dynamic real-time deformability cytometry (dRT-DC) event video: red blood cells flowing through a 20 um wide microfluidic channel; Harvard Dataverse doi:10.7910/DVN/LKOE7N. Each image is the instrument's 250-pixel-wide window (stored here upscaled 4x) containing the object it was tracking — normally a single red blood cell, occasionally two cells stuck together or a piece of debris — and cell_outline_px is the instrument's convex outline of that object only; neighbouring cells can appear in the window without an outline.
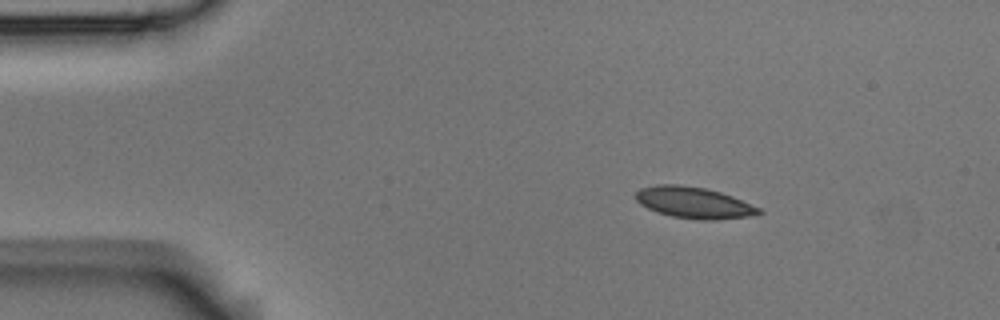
{"species": "Egyptian fruit bat (a non-hibernating species)", "species_latin": "Rousettus aegyptiacus", "temperature_condition": "room temperature", "stored_images_in_passage": 4, "camera_frame_rate_fps": 3000, "um_per_image_px": 0.085, "animal": {"sex": "male"}, "frame": {"image": 1, "passage_image": 2, "time_ms": 0.333, "image_size_px": [1000, 320], "cell_outline_px": [[764, 212], [756, 216], [712, 220], [700, 220], [672, 216], [656, 212], [640, 204], [636, 200], [636, 192], [640, 188], [656, 184], [680, 184], [704, 188], [720, 192], [732, 196], [760, 208]], "centroid_in_image_um": [58.99, 17.23], "position_along_channel_um": 26.0, "area_um2": 22.6}}